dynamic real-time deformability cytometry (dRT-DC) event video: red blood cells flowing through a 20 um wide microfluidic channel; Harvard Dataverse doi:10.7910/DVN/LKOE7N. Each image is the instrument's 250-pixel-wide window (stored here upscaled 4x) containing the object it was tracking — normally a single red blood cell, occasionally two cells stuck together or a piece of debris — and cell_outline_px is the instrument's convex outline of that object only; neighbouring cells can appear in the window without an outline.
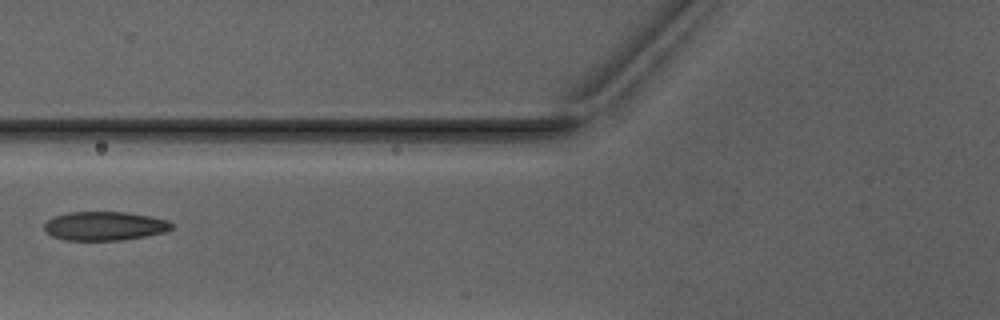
{"species": "Egyptian fruit bat (a non-hibernating species)", "species_latin": "Rousettus aegyptiacus", "temperature_condition": "warm", "stored_images_in_passage": 6, "camera_frame_rate_fps": 3000, "um_per_image_px": 0.085, "animal": {"sex": "male"}, "frame": {"image": 1, "passage_image": 6, "time_ms": 6.667, "image_size_px": [1000, 320], "cell_outline_px": [[172, 228], [164, 232], [144, 236], [120, 240], [64, 240], [52, 236], [44, 228], [44, 224], [52, 216], [72, 212], [124, 212], [148, 216], [168, 220], [172, 224]], "centroid_in_image_um": [8.86, 19.21], "position_along_channel_um": 116.9, "area_um2": 21.21}}